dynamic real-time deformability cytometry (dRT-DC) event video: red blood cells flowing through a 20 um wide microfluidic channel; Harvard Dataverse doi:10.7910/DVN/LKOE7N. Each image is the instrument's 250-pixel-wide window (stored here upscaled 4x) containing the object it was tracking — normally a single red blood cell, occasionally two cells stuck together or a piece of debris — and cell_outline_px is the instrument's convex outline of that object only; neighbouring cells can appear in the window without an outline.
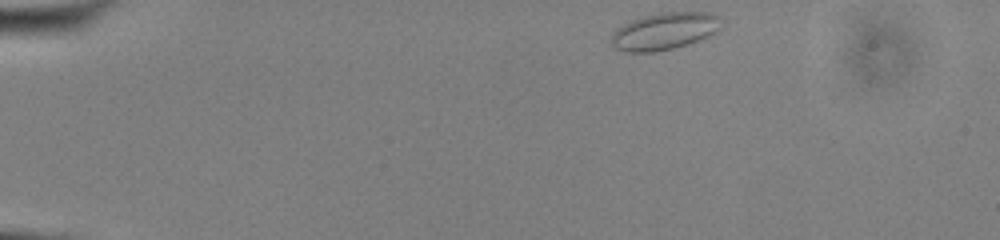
{"species": "common noctule bat (a hibernating species)", "species_latin": "Nyctalus noctula", "temperature_condition": "cold", "stored_images_in_passage": 45, "camera_frame_rate_fps": 3000, "um_per_image_px": 0.085, "animal": {"sex": "male", "body_mass_g": 13.0, "forearm_length_mm": 53.1}, "frame": {"image": 1, "passage_image": 1, "time_ms": 0.0, "image_size_px": [1000, 240], "cell_outline_px": [[720, 28], [716, 32], [708, 36], [672, 48], [652, 52], [624, 52], [616, 48], [608, 40], [612, 32], [616, 28], [632, 20], [644, 16], [660, 12], [712, 12], [720, 16]], "centroid_in_image_um": [56.44, 2.63], "position_along_channel_um": 28.6, "area_um2": 23.76}}
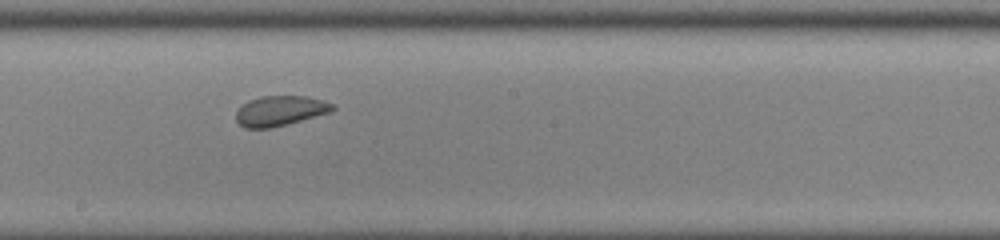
{"frame": {"image": 2, "passage_image": 23, "time_ms": 7.333, "image_size_px": [1000, 240], "cell_outline_px": [[336, 108], [332, 112], [288, 124], [272, 128], [244, 128], [236, 120], [236, 112], [248, 100], [264, 96], [304, 96], [324, 100], [332, 104]], "centroid_in_image_um": [23.84, 9.43], "position_along_channel_um": 224.4, "area_um2": 16.94}}
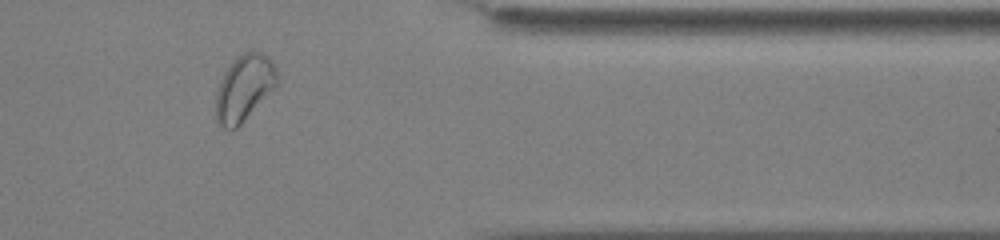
{"frame": {"image": 3, "passage_image": 37, "time_ms": 12.0, "image_size_px": [1000, 240], "cell_outline_px": [[276, 84], [240, 124], [236, 128], [224, 128], [216, 124], [216, 92], [220, 80], [224, 72], [232, 60], [244, 52], [252, 48], [268, 56], [276, 68]], "centroid_in_image_um": [20.71, 7.42], "position_along_channel_um": 390.7, "area_um2": 23.24}, "authors_computed_cell_mechanics": {"area_um2": 19.074, "velocity_mm_per_s": 3.8388, "shape_relaxation_time_tau1_ms": null, "shape_relaxation_time_tau2_ms": 0.9897, "deformation_change_tau1": null, "deformation_change_tau2": 0.0449}}